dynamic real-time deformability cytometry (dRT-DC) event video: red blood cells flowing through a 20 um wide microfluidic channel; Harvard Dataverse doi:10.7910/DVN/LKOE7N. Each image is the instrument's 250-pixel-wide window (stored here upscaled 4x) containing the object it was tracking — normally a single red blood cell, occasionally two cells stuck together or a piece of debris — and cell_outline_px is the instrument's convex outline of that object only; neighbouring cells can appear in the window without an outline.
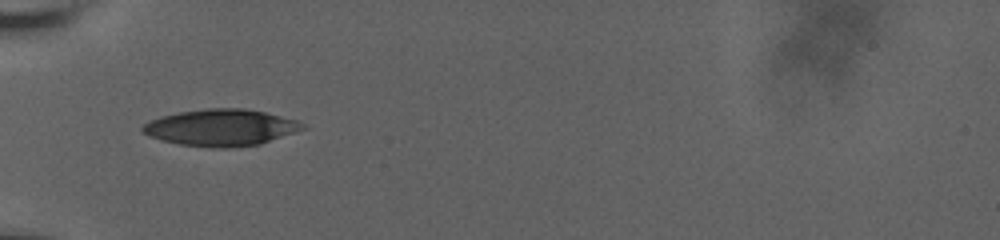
{"species": "human", "species_latin": "Homo sapiens", "temperature_condition": "room temperature", "stored_images_in_passage": 36, "camera_frame_rate_fps": 3000, "um_per_image_px": 0.085, "donor": {"sex": "male"}, "frame": {"image": 1, "passage_image": 1, "time_ms": 0.0, "image_size_px": [1000, 240], "cell_outline_px": [[308, 128], [260, 144], [228, 148], [212, 148], [180, 144], [160, 140], [140, 132], [140, 128], [144, 124], [160, 116], [180, 112], [208, 108], [244, 108], [264, 112], [296, 120], [304, 124]], "centroid_in_image_um": [18.77, 10.85], "position_along_channel_um": 66.2, "area_um2": 34.22}}
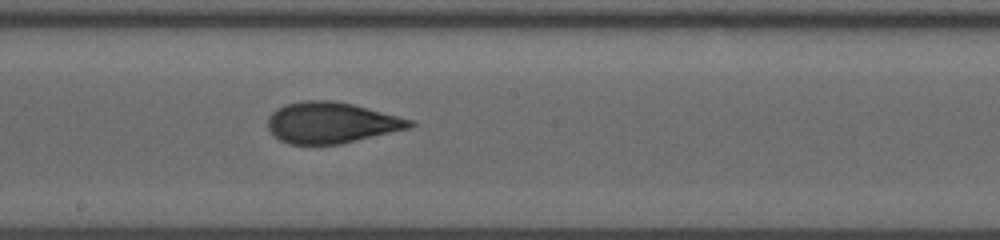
{"frame": {"image": 2, "passage_image": 20, "time_ms": 4.333, "image_size_px": [1000, 240], "cell_outline_px": [[416, 124], [408, 128], [340, 144], [288, 144], [280, 140], [268, 128], [268, 116], [272, 112], [284, 104], [304, 100], [332, 100], [352, 104], [412, 120]], "centroid_in_image_um": [28.12, 10.42], "position_along_channel_um": 220.1, "area_um2": 33.58}}
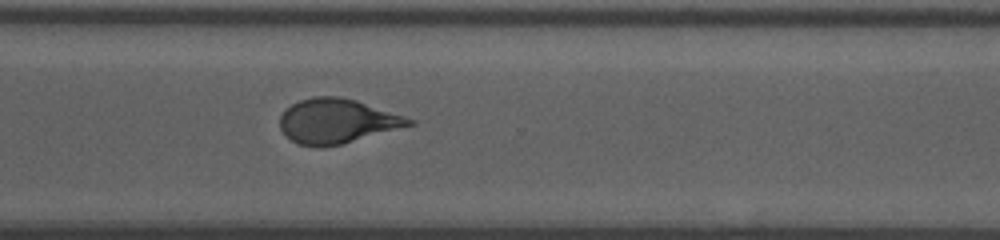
{"frame": {"image": 3, "passage_image": 36, "time_ms": 7.667, "image_size_px": [1000, 240], "cell_outline_px": [[416, 124], [340, 144], [320, 148], [296, 144], [280, 128], [280, 116], [292, 104], [300, 100], [312, 96], [340, 96], [356, 100], [416, 120]], "centroid_in_image_um": [28.64, 10.29], "position_along_channel_um": 342.0, "area_um2": 33.35}}